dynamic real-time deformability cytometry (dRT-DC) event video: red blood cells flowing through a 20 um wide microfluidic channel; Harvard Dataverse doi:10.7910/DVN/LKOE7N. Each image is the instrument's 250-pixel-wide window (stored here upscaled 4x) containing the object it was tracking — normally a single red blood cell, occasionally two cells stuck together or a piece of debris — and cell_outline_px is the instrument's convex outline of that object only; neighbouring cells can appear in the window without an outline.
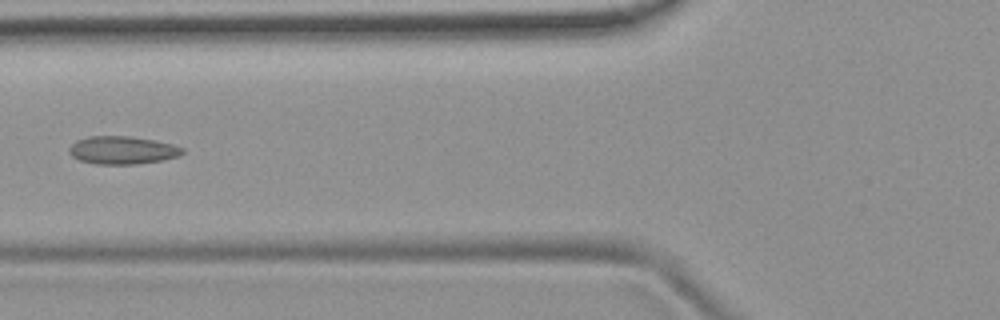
{"species": "common noctule bat (a hibernating species)", "species_latin": "Nyctalus noctula", "temperature_condition": "room temperature", "stored_images_in_passage": 6, "camera_frame_rate_fps": 3000, "um_per_image_px": 0.085, "animal": {"sex": "female", "body_mass_g": 19.9}, "frame": {"image": 1, "passage_image": 5, "time_ms": 1.333, "image_size_px": [1000, 320], "cell_outline_px": [[184, 152], [180, 156], [160, 160], [136, 164], [96, 164], [80, 160], [72, 156], [68, 152], [68, 148], [76, 140], [88, 136], [132, 136], [156, 140], [172, 144], [184, 148]], "centroid_in_image_um": [10.4, 12.75], "position_along_channel_um": 115.4, "area_um2": 18.55}}
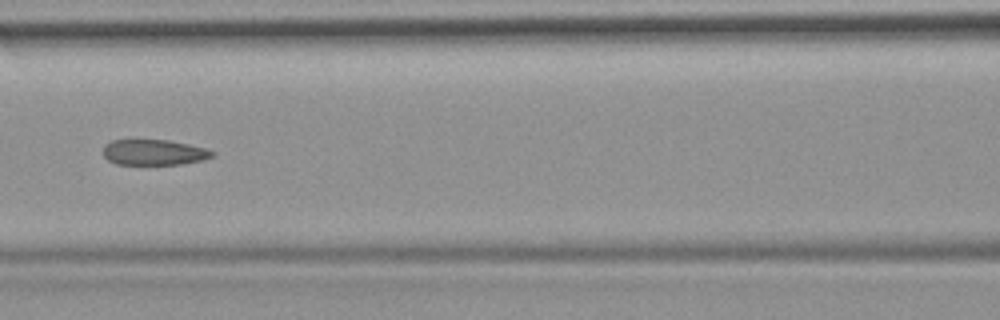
{"frame": {"image": 2, "passage_image": 6, "time_ms": 1.667, "image_size_px": [1000, 320], "cell_outline_px": [[216, 152], [212, 156], [204, 160], [180, 164], [116, 164], [108, 160], [104, 156], [104, 144], [112, 140], [168, 140], [188, 144], [204, 148]], "centroid_in_image_um": [13.08, 12.95], "position_along_channel_um": 153.5, "area_um2": 16.18}}